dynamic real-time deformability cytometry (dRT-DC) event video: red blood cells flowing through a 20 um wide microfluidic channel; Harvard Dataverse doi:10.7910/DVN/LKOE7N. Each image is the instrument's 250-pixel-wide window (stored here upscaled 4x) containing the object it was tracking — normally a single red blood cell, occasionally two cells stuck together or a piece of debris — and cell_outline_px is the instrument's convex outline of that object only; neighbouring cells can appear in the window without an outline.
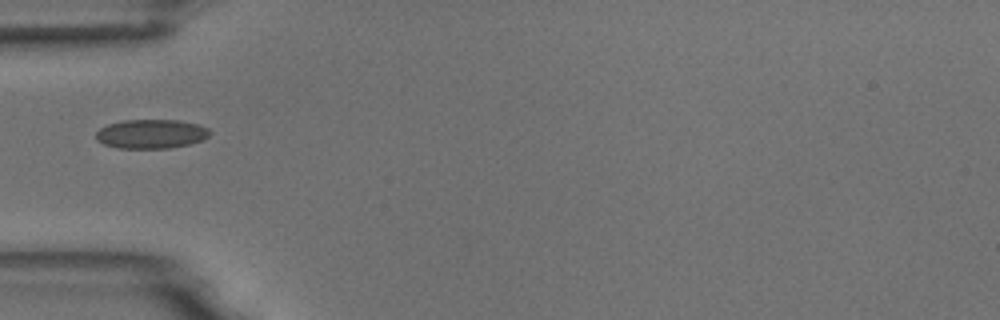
{"species": "common noctule bat (a hibernating species)", "species_latin": "Nyctalus noctula", "temperature_condition": "room temperature", "stored_images_in_passage": 1, "camera_frame_rate_fps": 3000, "um_per_image_px": 0.085, "animal": {"sex": "male", "body_mass_g": 18.8}, "frame": {"image": 1, "passage_image": 1, "time_ms": 0.0, "image_size_px": [1000, 320], "cell_outline_px": [[212, 132], [208, 136], [200, 140], [188, 144], [168, 148], [120, 148], [104, 144], [96, 140], [96, 132], [100, 128], [108, 124], [124, 120], [176, 120], [196, 124], [208, 128]], "centroid_in_image_um": [12.82, 11.38], "position_along_channel_um": 72.2, "area_um2": 19.13}}